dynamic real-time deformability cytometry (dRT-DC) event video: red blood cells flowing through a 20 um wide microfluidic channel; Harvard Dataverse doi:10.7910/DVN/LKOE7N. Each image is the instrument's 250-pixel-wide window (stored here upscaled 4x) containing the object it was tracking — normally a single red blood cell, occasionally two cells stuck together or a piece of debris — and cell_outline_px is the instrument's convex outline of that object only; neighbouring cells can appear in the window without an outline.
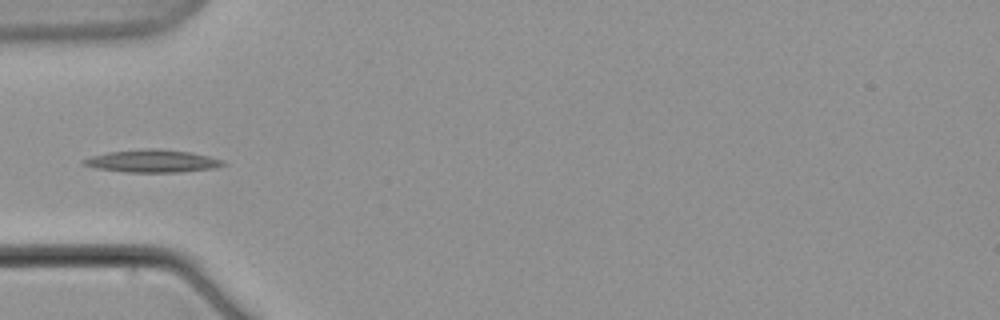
{"species": "common noctule bat (a hibernating species)", "species_latin": "Nyctalus noctula", "temperature_condition": "warm", "stored_images_in_passage": 2, "camera_frame_rate_fps": 3000, "um_per_image_px": 0.085, "animal": {"sex": "male", "body_mass_g": 21.5, "forearm_length_mm": 52.0}, "frame": {"image": 1, "passage_image": 2, "time_ms": 1.667, "image_size_px": [1000, 320], "cell_outline_px": [[228, 164], [216, 168], [180, 172], [124, 172], [96, 168], [80, 164], [80, 160], [92, 156], [108, 152], [144, 148], [160, 148], [192, 152], [224, 160]], "centroid_in_image_um": [12.97, 13.68], "position_along_channel_um": 72.0, "area_um2": 18.73}}